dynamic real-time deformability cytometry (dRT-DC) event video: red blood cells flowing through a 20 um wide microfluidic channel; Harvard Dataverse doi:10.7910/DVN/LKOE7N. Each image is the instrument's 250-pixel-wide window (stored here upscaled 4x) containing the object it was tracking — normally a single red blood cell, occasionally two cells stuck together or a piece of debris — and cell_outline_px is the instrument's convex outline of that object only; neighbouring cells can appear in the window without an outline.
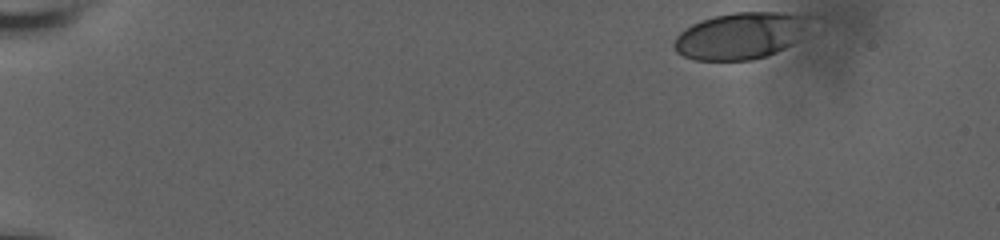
{"species": "human", "species_latin": "Homo sapiens", "temperature_condition": "room temperature", "stored_images_in_passage": 40, "camera_frame_rate_fps": 3000, "um_per_image_px": 0.085, "donor": {"sex": "male"}, "frame": {"image": 1, "passage_image": 1, "time_ms": 0.0, "image_size_px": [1000, 240], "cell_outline_px": [[816, 16], [796, 40], [792, 44], [768, 56], [752, 60], [692, 60], [676, 52], [672, 44], [676, 36], [684, 28], [700, 20], [732, 12], [784, 12]], "centroid_in_image_um": [62.95, 3.02], "position_along_channel_um": 22.1, "area_um2": 37.28}}
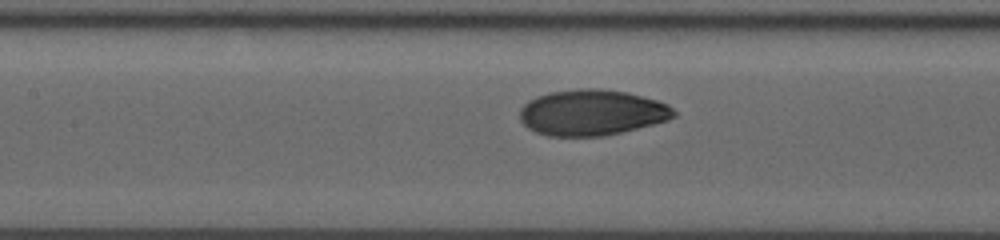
{"frame": {"image": 2, "passage_image": 23, "time_ms": 7.333, "image_size_px": [1000, 240], "cell_outline_px": [[676, 116], [668, 120], [604, 136], [548, 136], [536, 132], [528, 128], [520, 120], [520, 108], [528, 100], [536, 96], [548, 92], [576, 88], [600, 88], [628, 92], [656, 100], [668, 104], [676, 112]], "centroid_in_image_um": [50.28, 9.55], "position_along_channel_um": 157.1, "area_um2": 41.33}}
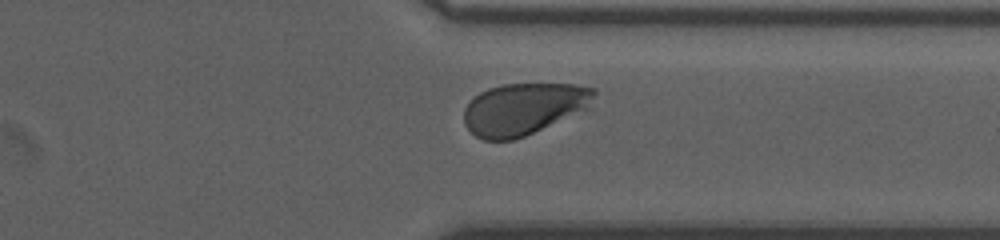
{"frame": {"image": 3, "passage_image": 40, "time_ms": 13.0, "image_size_px": [1000, 240], "cell_outline_px": [[596, 92], [584, 108], [524, 136], [512, 140], [484, 140], [476, 136], [464, 124], [464, 108], [480, 92], [488, 88], [500, 84], [576, 84], [596, 88]], "centroid_in_image_um": [44.43, 9.23], "position_along_channel_um": 367.0, "area_um2": 38.32}}